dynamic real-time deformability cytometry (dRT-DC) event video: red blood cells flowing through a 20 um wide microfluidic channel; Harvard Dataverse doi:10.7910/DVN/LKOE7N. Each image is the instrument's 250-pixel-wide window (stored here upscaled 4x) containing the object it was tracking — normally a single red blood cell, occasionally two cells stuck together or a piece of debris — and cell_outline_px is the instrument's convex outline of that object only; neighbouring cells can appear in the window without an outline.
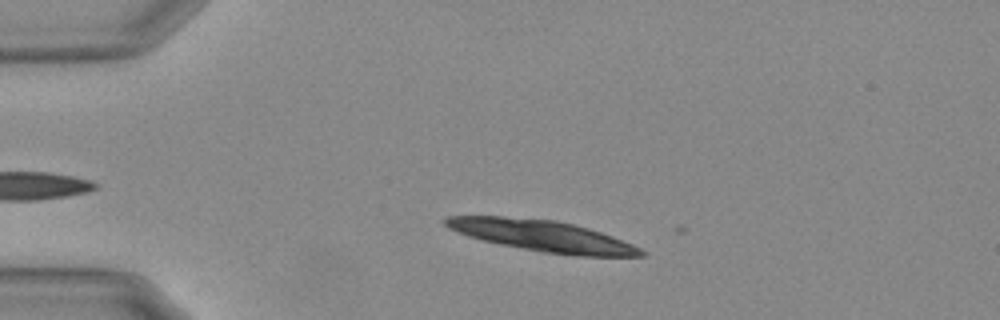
{"species": "Egyptian fruit bat (a non-hibernating species)", "species_latin": "Rousettus aegyptiacus", "temperature_condition": "warm", "stored_images_in_passage": 6, "camera_frame_rate_fps": 3000, "um_per_image_px": 0.085, "animal": {"sex": "female"}, "frame": {"image": 1, "passage_image": 1, "time_ms": 0.0, "image_size_px": [1000, 320], "cell_outline_px": [[644, 256], [576, 256], [544, 252], [500, 244], [480, 240], [456, 232], [448, 228], [444, 224], [444, 220], [448, 216], [504, 216], [556, 220], [588, 228], [612, 236], [632, 244], [640, 248], [644, 252]], "centroid_in_image_um": [46.06, 20.04], "position_along_channel_um": 38.9, "area_um2": 35.32}}